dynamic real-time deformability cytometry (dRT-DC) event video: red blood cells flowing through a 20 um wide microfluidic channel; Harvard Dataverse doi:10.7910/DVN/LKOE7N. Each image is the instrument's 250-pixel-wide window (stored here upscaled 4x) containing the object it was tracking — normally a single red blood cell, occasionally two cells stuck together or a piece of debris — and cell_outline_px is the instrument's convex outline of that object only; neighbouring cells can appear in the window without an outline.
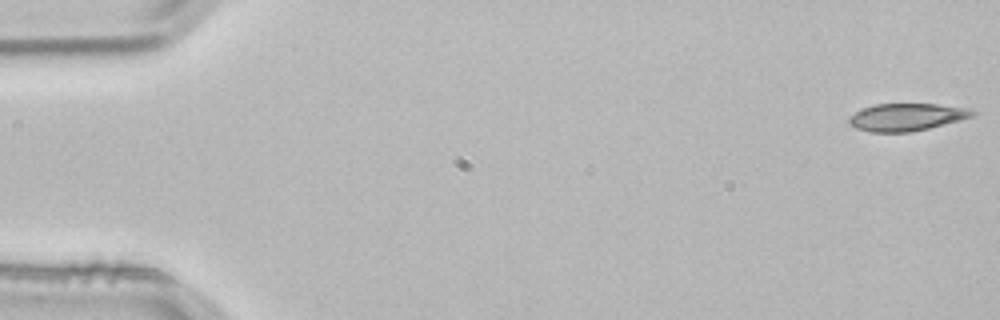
{"species": "common noctule bat (a hibernating species)", "species_latin": "Nyctalus noctula", "temperature_condition": "room temperature", "stored_images_in_passage": 4, "camera_frame_rate_fps": 3000, "um_per_image_px": 0.085, "animal": {"sex": "male", "body_mass_g": 21.5, "forearm_length_mm": 52.0}, "frame": {"image": 1, "passage_image": 1, "time_ms": 0.0, "image_size_px": [1000, 320], "cell_outline_px": [[976, 112], [972, 116], [960, 120], [928, 128], [908, 132], [872, 132], [856, 128], [848, 124], [848, 116], [864, 108], [876, 104], [936, 104], [968, 108]], "centroid_in_image_um": [77.03, 9.95], "position_along_channel_um": 8.0, "area_um2": 19.54}}
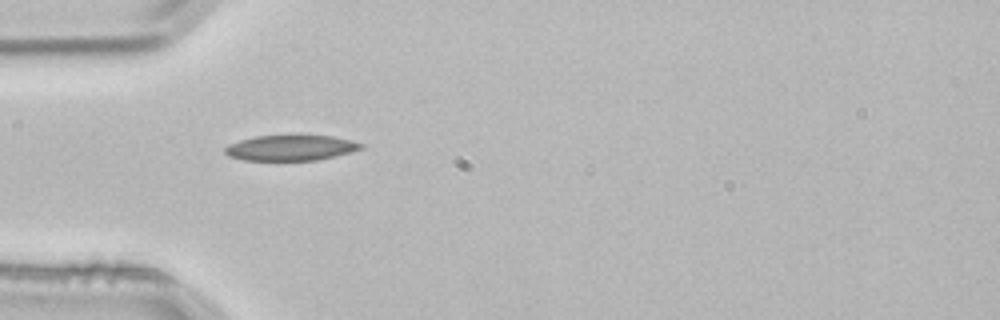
{"frame": {"image": 2, "passage_image": 4, "time_ms": 1.0, "image_size_px": [1000, 320], "cell_outline_px": [[364, 148], [352, 152], [336, 156], [316, 160], [244, 160], [228, 156], [224, 152], [224, 148], [228, 144], [240, 140], [256, 136], [332, 136], [364, 144]], "centroid_in_image_um": [24.7, 12.57], "position_along_channel_um": 60.3, "area_um2": 20.06}}